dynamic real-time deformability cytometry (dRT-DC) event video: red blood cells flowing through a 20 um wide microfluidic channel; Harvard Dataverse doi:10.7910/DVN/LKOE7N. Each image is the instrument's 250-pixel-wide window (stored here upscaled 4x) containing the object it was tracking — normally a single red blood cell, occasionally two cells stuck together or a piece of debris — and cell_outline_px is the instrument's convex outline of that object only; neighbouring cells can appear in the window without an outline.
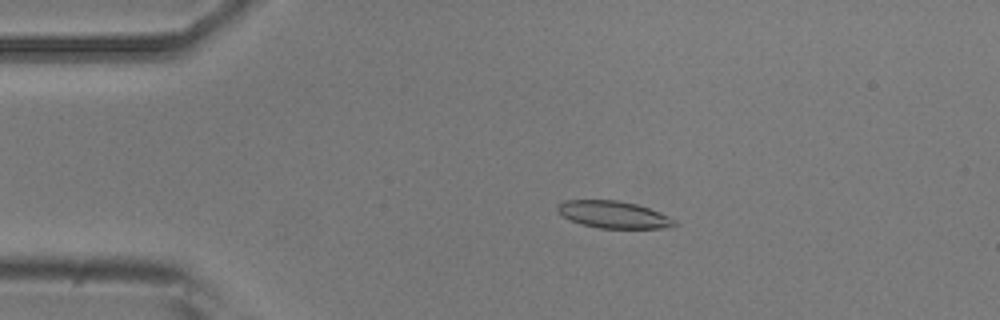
{"species": "common noctule bat (a hibernating species)", "species_latin": "Nyctalus noctula", "temperature_condition": "room temperature", "stored_images_in_passage": 51, "camera_frame_rate_fps": 3000, "um_per_image_px": 0.085, "animal": {"sex": "male", "body_mass_g": 20.5, "forearm_length_mm": 52.5}, "frame": {"image": 1, "passage_image": 10, "time_ms": 3.0, "image_size_px": [1000, 320], "cell_outline_px": [[680, 224], [668, 228], [600, 228], [580, 224], [564, 216], [556, 208], [564, 200], [616, 200], [636, 204], [660, 212], [676, 220]], "centroid_in_image_um": [52.21, 18.25], "position_along_channel_um": 32.8, "area_um2": 18.38}}
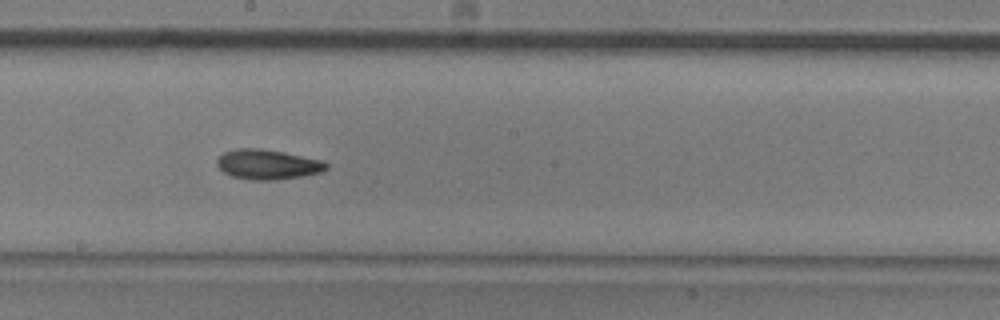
{"frame": {"image": 2, "passage_image": 28, "time_ms": 9.0, "image_size_px": [1000, 320], "cell_outline_px": [[328, 168], [320, 172], [300, 176], [276, 180], [252, 180], [232, 176], [224, 172], [216, 164], [216, 160], [224, 152], [236, 148], [260, 148], [284, 152], [324, 160], [328, 164]], "centroid_in_image_um": [22.75, 13.96], "position_along_channel_um": 225.4, "area_um2": 19.07}}
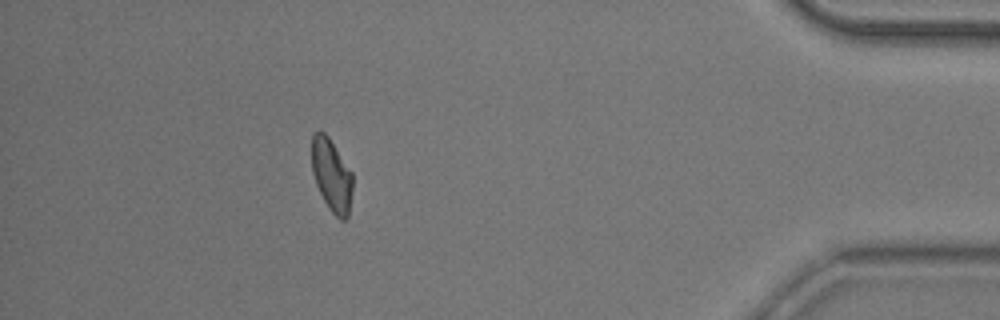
{"frame": {"image": 3, "passage_image": 46, "time_ms": 15.0, "image_size_px": [1000, 320], "cell_outline_px": [[352, 188], [348, 216], [344, 220], [340, 220], [328, 208], [316, 184], [312, 172], [312, 136], [316, 132], [324, 132], [328, 136], [352, 172]], "centroid_in_image_um": [28.18, 14.9], "position_along_channel_um": 407.0, "area_um2": 17.11}, "authors_computed_cell_mechanics": {"area_um2": 18.3804, "velocity_mm_per_s": 3.8943, "shape_relaxation_time_tau1_ms": 4.1692, "shape_relaxation_time_tau2_ms": 3.5996, "deformation_change_tau1": 0.1303, "deformation_change_tau2": 0.097}}